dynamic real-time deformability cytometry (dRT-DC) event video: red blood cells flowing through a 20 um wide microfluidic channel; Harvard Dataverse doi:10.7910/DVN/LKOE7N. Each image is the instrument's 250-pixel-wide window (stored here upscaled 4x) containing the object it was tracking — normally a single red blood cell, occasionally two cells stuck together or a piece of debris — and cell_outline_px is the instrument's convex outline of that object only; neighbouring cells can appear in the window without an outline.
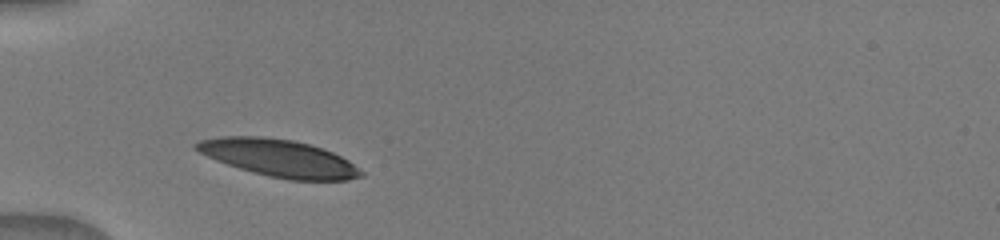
{"species": "human", "species_latin": "Homo sapiens", "temperature_condition": "warm", "stored_images_in_passage": 2, "camera_frame_rate_fps": 3000, "um_per_image_px": 0.085, "donor": {"sex": "male"}, "frame": {"image": 1, "passage_image": 1, "time_ms": 0.0, "image_size_px": [1000, 240], "cell_outline_px": [[364, 176], [348, 180], [292, 180], [268, 176], [240, 168], [216, 160], [192, 148], [192, 144], [200, 140], [220, 136], [264, 136], [292, 140], [308, 144], [332, 152], [348, 160], [364, 172]], "centroid_in_image_um": [23.7, 13.43], "position_along_channel_um": 61.3, "area_um2": 35.6}}